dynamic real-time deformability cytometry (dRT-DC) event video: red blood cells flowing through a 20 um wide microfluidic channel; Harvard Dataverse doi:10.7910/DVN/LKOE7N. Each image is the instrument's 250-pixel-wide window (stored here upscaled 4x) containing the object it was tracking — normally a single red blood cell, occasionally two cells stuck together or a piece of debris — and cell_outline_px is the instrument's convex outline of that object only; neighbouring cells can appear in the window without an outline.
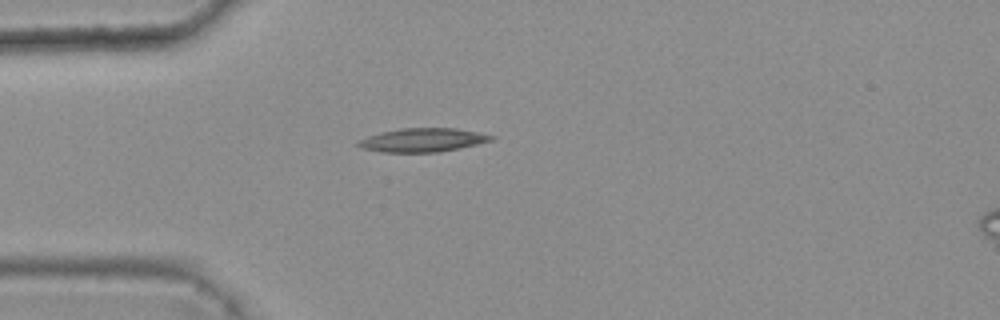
{"species": "common noctule bat (a hibernating species)", "species_latin": "Nyctalus noctula", "temperature_condition": "warm", "stored_images_in_passage": 2, "camera_frame_rate_fps": 3000, "um_per_image_px": 0.085, "animal": {"sex": "female", "body_mass_g": 25.1}, "frame": {"image": 1, "passage_image": 1, "time_ms": 0.0, "image_size_px": [1000, 320], "cell_outline_px": [[496, 136], [492, 140], [476, 144], [440, 152], [380, 152], [364, 148], [356, 144], [360, 140], [368, 136], [380, 132], [404, 128], [456, 128]], "centroid_in_image_um": [35.93, 11.9], "position_along_channel_um": 49.1, "area_um2": 18.09}}